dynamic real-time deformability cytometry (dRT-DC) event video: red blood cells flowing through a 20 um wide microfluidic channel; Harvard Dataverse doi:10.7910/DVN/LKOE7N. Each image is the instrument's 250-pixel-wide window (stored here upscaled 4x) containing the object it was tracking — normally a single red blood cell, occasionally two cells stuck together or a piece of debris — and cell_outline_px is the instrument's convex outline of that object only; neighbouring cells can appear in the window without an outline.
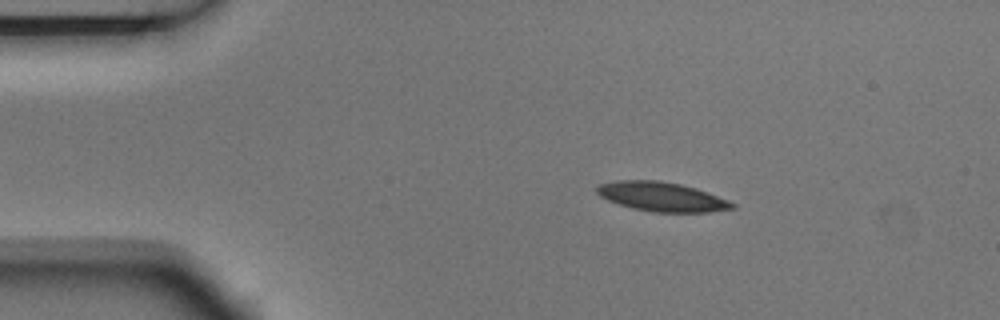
{"species": "Egyptian fruit bat (a non-hibernating species)", "species_latin": "Rousettus aegyptiacus", "temperature_condition": "room temperature", "stored_images_in_passage": 4, "camera_frame_rate_fps": 3000, "um_per_image_px": 0.085, "animal": {"sex": "male"}, "frame": {"image": 1, "passage_image": 2, "time_ms": 0.333, "image_size_px": [1000, 320], "cell_outline_px": [[736, 208], [712, 212], [652, 212], [632, 208], [608, 200], [600, 196], [596, 192], [596, 188], [600, 184], [616, 180], [660, 180], [680, 184], [696, 188], [708, 192], [728, 200], [736, 204]], "centroid_in_image_um": [56.28, 16.72], "position_along_channel_um": 28.7, "area_um2": 23.18}}
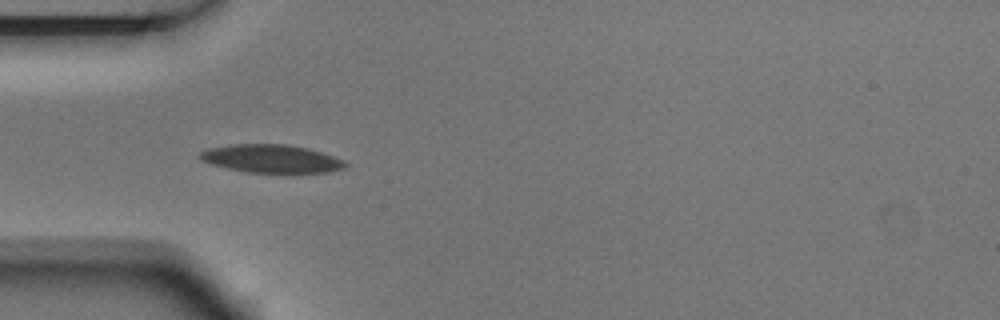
{"frame": {"image": 2, "passage_image": 4, "time_ms": 1.0, "image_size_px": [1000, 320], "cell_outline_px": [[348, 164], [344, 168], [328, 172], [284, 176], [248, 172], [228, 168], [212, 164], [200, 160], [196, 156], [200, 152], [208, 148], [232, 144], [284, 144], [308, 148], [344, 160]], "centroid_in_image_um": [23.09, 13.54], "position_along_channel_um": 61.9, "area_um2": 24.8}}